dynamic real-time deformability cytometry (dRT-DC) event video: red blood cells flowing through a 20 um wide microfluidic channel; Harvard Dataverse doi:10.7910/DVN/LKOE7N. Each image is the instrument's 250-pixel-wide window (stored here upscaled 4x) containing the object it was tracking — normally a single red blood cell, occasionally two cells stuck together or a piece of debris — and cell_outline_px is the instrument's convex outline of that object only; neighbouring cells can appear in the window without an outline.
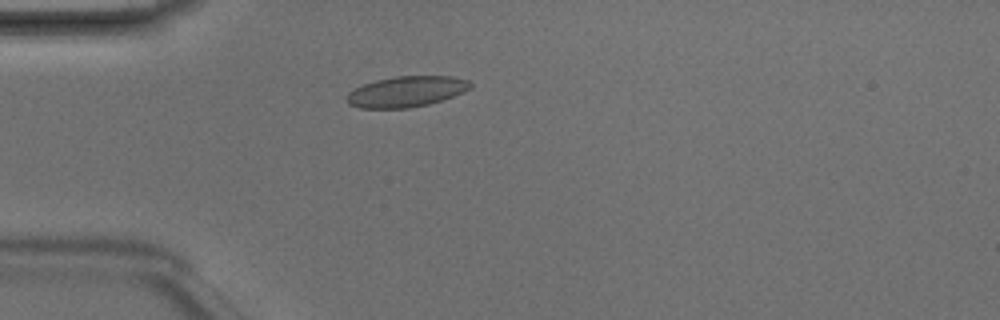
{"species": "Egyptian fruit bat (a non-hibernating species)", "species_latin": "Rousettus aegyptiacus", "temperature_condition": "room temperature", "stored_images_in_passage": 3, "camera_frame_rate_fps": 3000, "um_per_image_px": 0.085, "animal": {"sex": "male"}, "frame": {"image": 1, "passage_image": 3, "time_ms": 0.667, "image_size_px": [1000, 320], "cell_outline_px": [[472, 88], [464, 92], [428, 104], [408, 108], [360, 108], [348, 104], [348, 92], [364, 84], [376, 80], [396, 76], [452, 76], [468, 80], [472, 84]], "centroid_in_image_um": [34.56, 7.78], "position_along_channel_um": 50.4, "area_um2": 21.96}}